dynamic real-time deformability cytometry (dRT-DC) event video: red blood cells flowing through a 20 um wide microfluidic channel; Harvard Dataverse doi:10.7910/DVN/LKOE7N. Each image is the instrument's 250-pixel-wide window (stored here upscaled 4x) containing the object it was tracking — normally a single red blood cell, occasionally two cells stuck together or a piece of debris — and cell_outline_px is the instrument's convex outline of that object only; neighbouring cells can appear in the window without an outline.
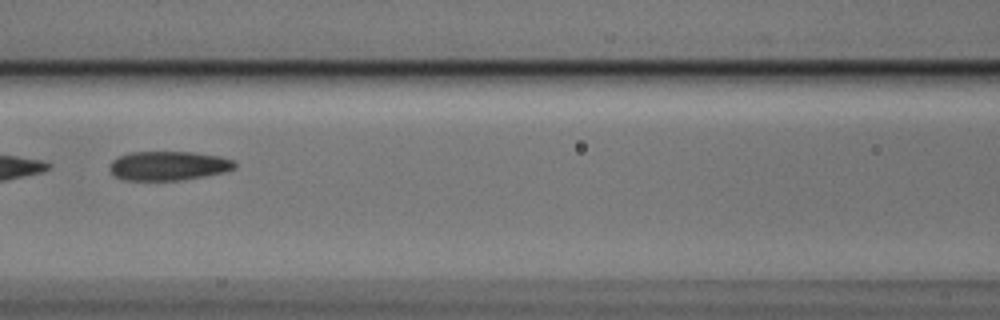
{"species": "Egyptian fruit bat (a non-hibernating species)", "species_latin": "Rousettus aegyptiacus", "temperature_condition": "cold", "stored_images_in_passage": 7, "camera_frame_rate_fps": 3000, "um_per_image_px": 0.085, "animal": {"sex": "male"}, "frame": {"image": 1, "passage_image": 7, "time_ms": 2.0, "image_size_px": [1000, 320], "cell_outline_px": [[236, 168], [224, 172], [204, 176], [180, 180], [124, 180], [116, 176], [108, 168], [108, 164], [112, 160], [128, 152], [192, 152], [220, 156], [232, 160], [236, 164]], "centroid_in_image_um": [14.3, 14.08], "position_along_channel_um": 152.3, "area_um2": 21.27}}